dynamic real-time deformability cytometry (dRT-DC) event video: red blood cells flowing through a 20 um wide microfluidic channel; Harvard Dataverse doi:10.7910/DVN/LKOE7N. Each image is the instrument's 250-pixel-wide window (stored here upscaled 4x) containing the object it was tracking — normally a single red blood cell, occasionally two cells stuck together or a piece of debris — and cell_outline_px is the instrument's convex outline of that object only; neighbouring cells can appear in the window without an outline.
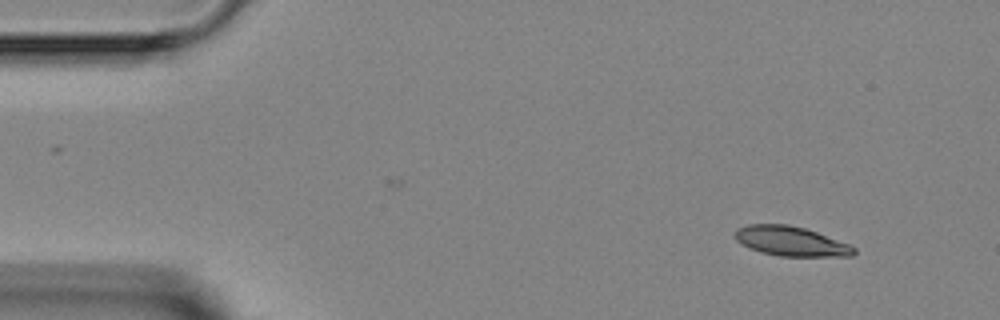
{"species": "Egyptian fruit bat (a non-hibernating species)", "species_latin": "Rousettus aegyptiacus", "temperature_condition": "room temperature", "stored_images_in_passage": 3, "camera_frame_rate_fps": 3000, "um_per_image_px": 0.085, "animal": {"sex": "female"}, "frame": {"image": 1, "passage_image": 1, "time_ms": 0.0, "image_size_px": [1000, 320], "cell_outline_px": [[856, 252], [852, 256], [780, 256], [760, 252], [748, 248], [736, 240], [736, 228], [748, 224], [788, 224], [804, 228], [816, 232], [848, 244], [856, 248]], "centroid_in_image_um": [67.2, 20.5], "position_along_channel_um": 17.8, "area_um2": 20.4}}
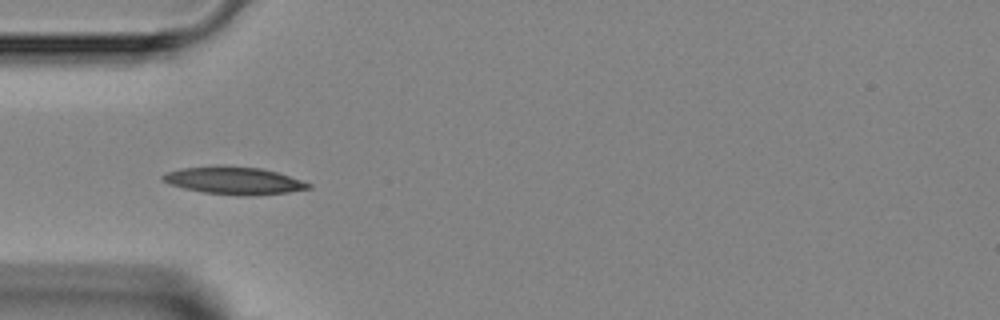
{"frame": {"image": 2, "passage_image": 3, "time_ms": 3.333, "image_size_px": [1000, 320], "cell_outline_px": [[312, 188], [288, 192], [248, 196], [244, 196], [204, 192], [184, 188], [168, 184], [160, 180], [160, 176], [168, 172], [180, 168], [216, 164], [220, 164], [260, 168], [276, 172], [312, 184]], "centroid_in_image_um": [19.82, 15.33], "position_along_channel_um": 65.2, "area_um2": 23.58}}